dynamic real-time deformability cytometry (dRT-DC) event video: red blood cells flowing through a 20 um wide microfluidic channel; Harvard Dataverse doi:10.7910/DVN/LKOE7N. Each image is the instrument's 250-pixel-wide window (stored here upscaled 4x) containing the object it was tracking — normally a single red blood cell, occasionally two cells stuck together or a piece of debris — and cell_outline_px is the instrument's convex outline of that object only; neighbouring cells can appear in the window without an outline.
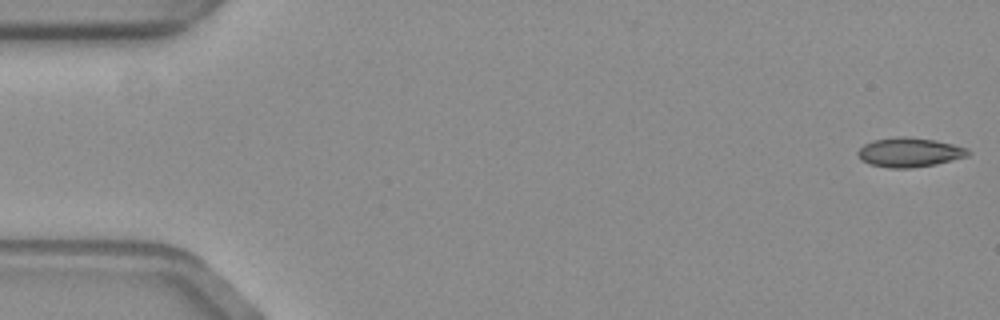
{"species": "common noctule bat (a hibernating species)", "species_latin": "Nyctalus noctula", "temperature_condition": "warm", "stored_images_in_passage": 58, "camera_frame_rate_fps": 3000, "um_per_image_px": 0.085, "animal": {"sex": "female", "body_mass_g": 19.3, "forearm_length_mm": 54.1}, "frame": {"image": 1, "passage_image": 1, "time_ms": 0.0, "image_size_px": [1000, 320], "cell_outline_px": [[972, 152], [968, 156], [932, 164], [908, 168], [888, 168], [868, 164], [860, 160], [856, 152], [864, 144], [872, 140], [900, 136], [908, 136], [932, 140], [952, 144], [968, 148]], "centroid_in_image_um": [77.25, 12.94], "position_along_channel_um": 7.7, "area_um2": 18.79}}
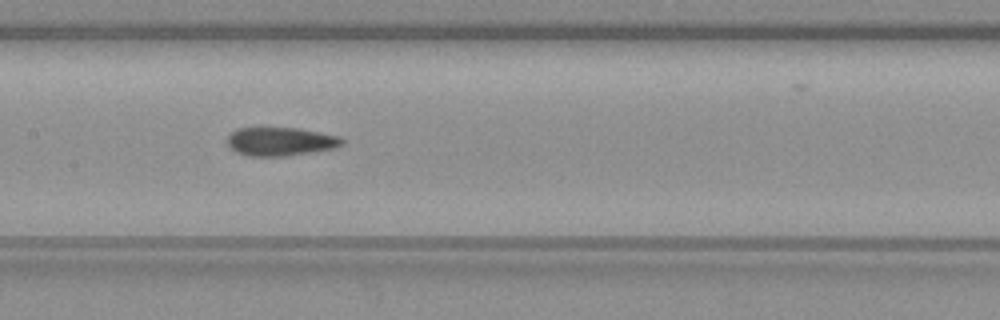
{"frame": {"image": 2, "passage_image": 28, "time_ms": 9.0, "image_size_px": [1000, 320], "cell_outline_px": [[344, 144], [336, 148], [312, 152], [284, 156], [248, 156], [236, 152], [228, 144], [228, 136], [236, 128], [300, 128], [340, 136], [344, 140]], "centroid_in_image_um": [23.88, 12.03], "position_along_channel_um": 183.5, "area_um2": 19.13}}
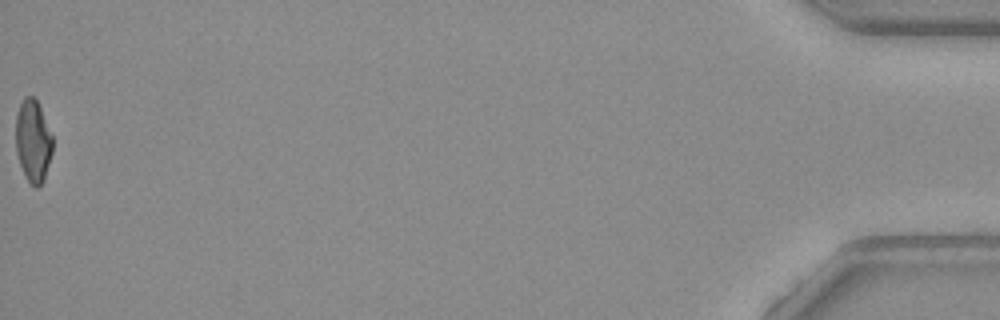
{"frame": {"image": 3, "passage_image": 58, "time_ms": 19.0, "image_size_px": [1000, 320], "cell_outline_px": [[52, 152], [44, 180], [36, 188], [24, 176], [16, 152], [16, 116], [20, 104], [24, 96], [32, 96], [36, 100], [40, 108], [52, 136]], "centroid_in_image_um": [2.79, 11.99], "position_along_channel_um": 432.4, "area_um2": 17.46}, "authors_computed_cell_mechanics": {"area_um2": 19.1318, "velocity_mm_per_s": 3.5708, "shape_relaxation_time_tau1_ms": null, "shape_relaxation_time_tau2_ms": 3.8035, "deformation_change_tau1": null, "deformation_change_tau2": 0.1163}}